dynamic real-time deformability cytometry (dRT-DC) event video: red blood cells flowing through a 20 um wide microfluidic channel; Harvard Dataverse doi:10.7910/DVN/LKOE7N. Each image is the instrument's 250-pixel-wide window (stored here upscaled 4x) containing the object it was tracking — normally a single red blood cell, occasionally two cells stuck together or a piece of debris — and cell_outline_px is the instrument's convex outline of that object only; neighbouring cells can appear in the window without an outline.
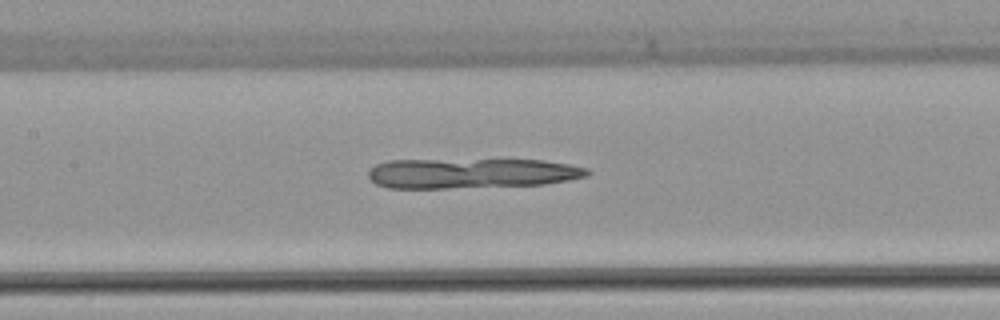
{"species": "common noctule bat (a hibernating species)", "species_latin": "Nyctalus noctula", "temperature_condition": "warm", "stored_images_in_passage": 38, "camera_frame_rate_fps": 3000, "um_per_image_px": 0.085, "animal": {"sex": "female", "body_mass_g": 22.7, "forearm_length_mm": 54.2}, "frame": {"image": 1, "passage_image": 13, "time_ms": 4.0, "image_size_px": [1000, 320], "cell_outline_px": [[592, 172], [588, 176], [568, 180], [544, 184], [448, 188], [388, 188], [376, 184], [368, 176], [368, 172], [376, 164], [388, 160], [544, 160], [568, 164], [588, 168]], "centroid_in_image_um": [40.08, 14.73], "position_along_channel_um": 167.3, "area_um2": 38.26}}